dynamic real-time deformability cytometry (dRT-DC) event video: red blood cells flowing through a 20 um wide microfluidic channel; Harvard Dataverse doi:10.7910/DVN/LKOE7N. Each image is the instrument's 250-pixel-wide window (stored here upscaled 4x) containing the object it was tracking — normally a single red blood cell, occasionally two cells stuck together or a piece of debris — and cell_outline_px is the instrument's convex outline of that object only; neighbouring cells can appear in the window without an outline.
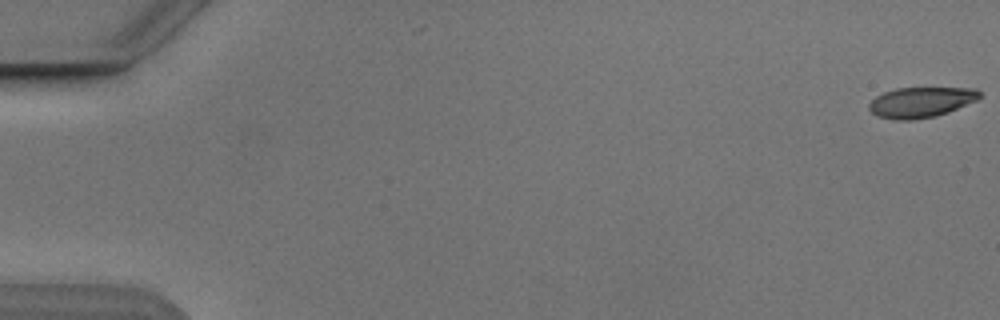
{"species": "Egyptian fruit bat (a non-hibernating species)", "species_latin": "Rousettus aegyptiacus", "temperature_condition": "cold", "stored_images_in_passage": 6, "camera_frame_rate_fps": 3000, "um_per_image_px": 0.085, "animal": {"sex": "male"}, "frame": {"image": 1, "passage_image": 1, "time_ms": 0.0, "image_size_px": [1000, 320], "cell_outline_px": [[980, 96], [976, 100], [948, 112], [936, 116], [912, 120], [892, 120], [876, 116], [868, 108], [868, 104], [876, 96], [884, 92], [896, 88], [976, 88], [980, 92]], "centroid_in_image_um": [78.24, 8.7], "position_along_channel_um": 6.8, "area_um2": 19.59}}
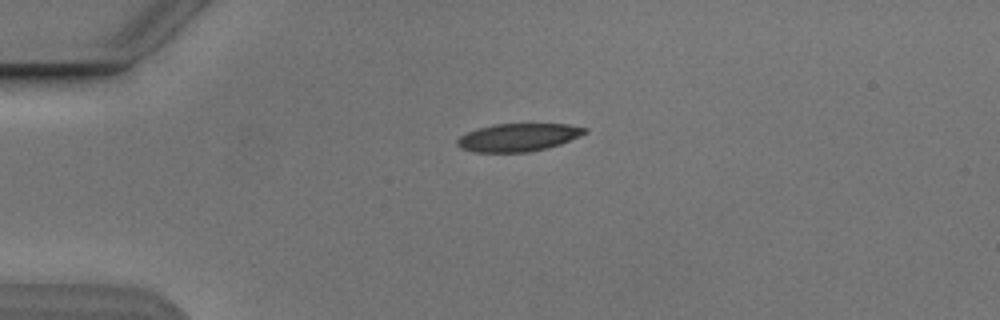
{"frame": {"image": 2, "passage_image": 4, "time_ms": 4.333, "image_size_px": [1000, 320], "cell_outline_px": [[588, 132], [580, 136], [560, 144], [548, 148], [528, 152], [472, 152], [460, 148], [456, 144], [456, 140], [460, 136], [468, 132], [480, 128], [496, 124], [568, 124], [588, 128]], "centroid_in_image_um": [44.06, 11.68], "position_along_channel_um": 40.9, "area_um2": 20.75}}
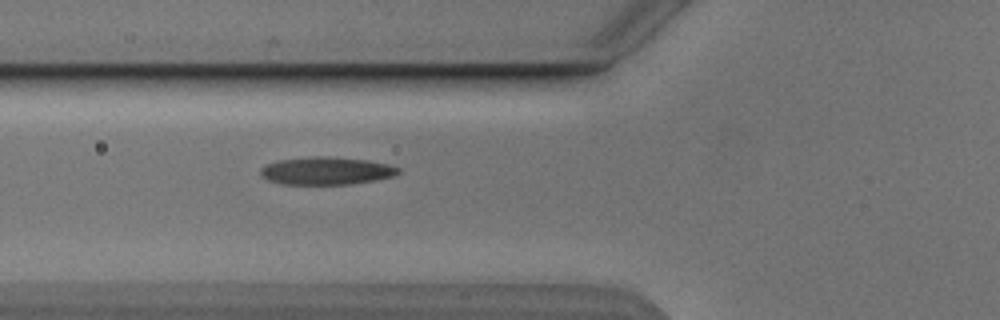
{"frame": {"image": 3, "passage_image": 6, "time_ms": 6.667, "image_size_px": [1000, 320], "cell_outline_px": [[400, 172], [392, 176], [376, 180], [352, 184], [280, 184], [268, 180], [260, 176], [260, 168], [264, 164], [280, 160], [316, 156], [328, 156], [368, 160], [388, 164], [400, 168]], "centroid_in_image_um": [27.71, 14.52], "position_along_channel_um": 98.1, "area_um2": 22.37}}